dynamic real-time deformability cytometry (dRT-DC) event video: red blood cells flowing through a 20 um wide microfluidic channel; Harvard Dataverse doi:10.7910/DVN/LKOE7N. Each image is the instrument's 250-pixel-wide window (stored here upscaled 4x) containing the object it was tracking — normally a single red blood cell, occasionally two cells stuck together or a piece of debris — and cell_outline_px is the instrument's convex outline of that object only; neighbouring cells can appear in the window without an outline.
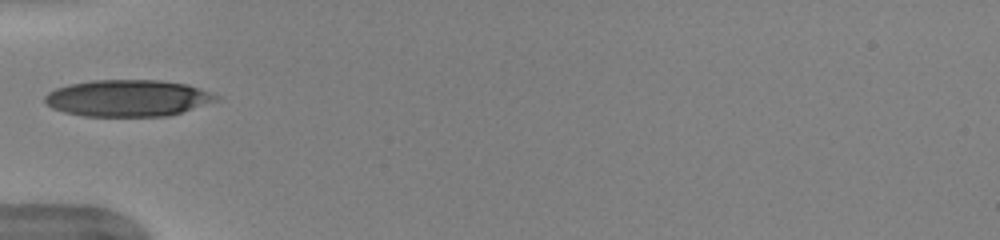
{"species": "human", "species_latin": "Homo sapiens", "temperature_condition": "warm", "stored_images_in_passage": 15, "camera_frame_rate_fps": 3000, "um_per_image_px": 0.085, "donor": {"sex": "female"}, "frame": {"image": 1, "passage_image": 1, "time_ms": 0.0, "image_size_px": [1000, 240], "cell_outline_px": [[220, 96], [216, 100], [168, 116], [84, 116], [64, 112], [52, 108], [44, 104], [44, 96], [48, 92], [56, 88], [68, 84], [92, 80], [160, 80], [188, 84], [200, 88]], "centroid_in_image_um": [10.8, 8.33], "position_along_channel_um": 74.2, "area_um2": 36.59}}
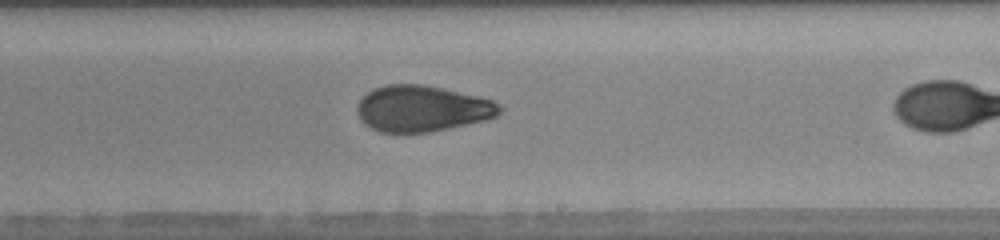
{"frame": {"image": 2, "passage_image": 11, "time_ms": 3.333, "image_size_px": [1000, 240], "cell_outline_px": [[504, 108], [496, 116], [484, 120], [448, 128], [428, 132], [380, 132], [364, 124], [360, 120], [356, 112], [356, 104], [368, 92], [384, 84], [420, 84], [440, 88], [476, 96], [492, 100]], "centroid_in_image_um": [35.83, 9.23], "position_along_channel_um": 253.2, "area_um2": 37.97}}